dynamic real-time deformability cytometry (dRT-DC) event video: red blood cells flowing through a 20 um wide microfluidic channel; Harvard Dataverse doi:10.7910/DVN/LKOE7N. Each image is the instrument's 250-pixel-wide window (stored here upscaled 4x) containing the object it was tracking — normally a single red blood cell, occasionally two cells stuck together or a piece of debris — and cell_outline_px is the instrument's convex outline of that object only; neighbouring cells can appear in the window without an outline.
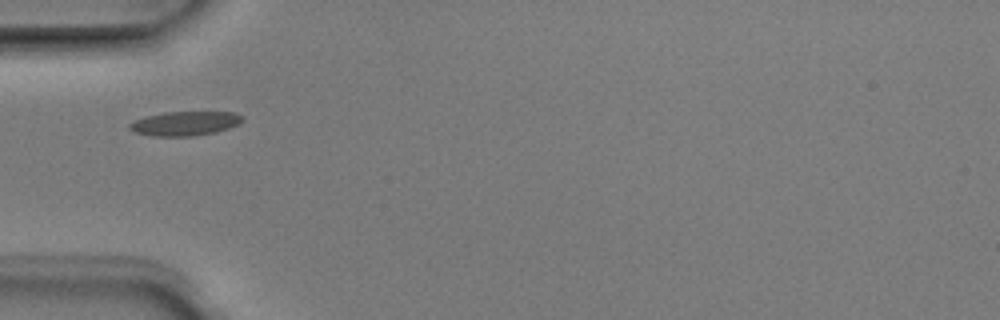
{"species": "Egyptian fruit bat (a non-hibernating species)", "species_latin": "Rousettus aegyptiacus", "temperature_condition": "room temperature", "stored_images_in_passage": 4, "camera_frame_rate_fps": 3000, "um_per_image_px": 0.085, "animal": {"sex": "male"}, "frame": {"image": 1, "passage_image": 1, "time_ms": 0.0, "image_size_px": [1000, 320], "cell_outline_px": [[244, 120], [240, 124], [216, 132], [192, 136], [152, 136], [136, 132], [128, 128], [128, 124], [144, 116], [164, 112], [236, 112], [244, 116]], "centroid_in_image_um": [15.75, 10.48], "position_along_channel_um": 69.2, "area_um2": 16.07}}
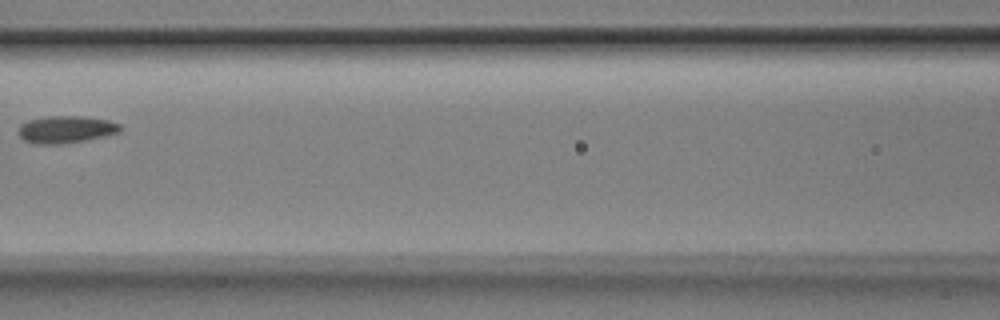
{"frame": {"image": 2, "passage_image": 3, "time_ms": 0.667, "image_size_px": [1000, 320], "cell_outline_px": [[124, 128], [120, 132], [104, 136], [64, 144], [36, 144], [24, 140], [16, 132], [20, 124], [28, 120], [48, 116], [80, 116], [108, 120], [120, 124]], "centroid_in_image_um": [5.59, 11.0], "position_along_channel_um": 161.0, "area_um2": 16.3}}
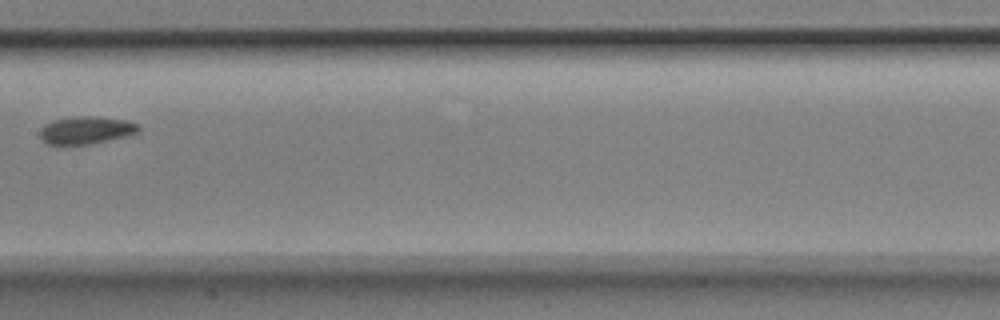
{"frame": {"image": 3, "passage_image": 4, "time_ms": 1.0, "image_size_px": [1000, 320], "cell_outline_px": [[140, 132], [128, 136], [92, 144], [48, 144], [40, 136], [40, 128], [44, 124], [56, 120], [76, 116], [92, 116], [124, 120], [140, 124]], "centroid_in_image_um": [7.37, 11.07], "position_along_channel_um": 200.0, "area_um2": 15.84}}